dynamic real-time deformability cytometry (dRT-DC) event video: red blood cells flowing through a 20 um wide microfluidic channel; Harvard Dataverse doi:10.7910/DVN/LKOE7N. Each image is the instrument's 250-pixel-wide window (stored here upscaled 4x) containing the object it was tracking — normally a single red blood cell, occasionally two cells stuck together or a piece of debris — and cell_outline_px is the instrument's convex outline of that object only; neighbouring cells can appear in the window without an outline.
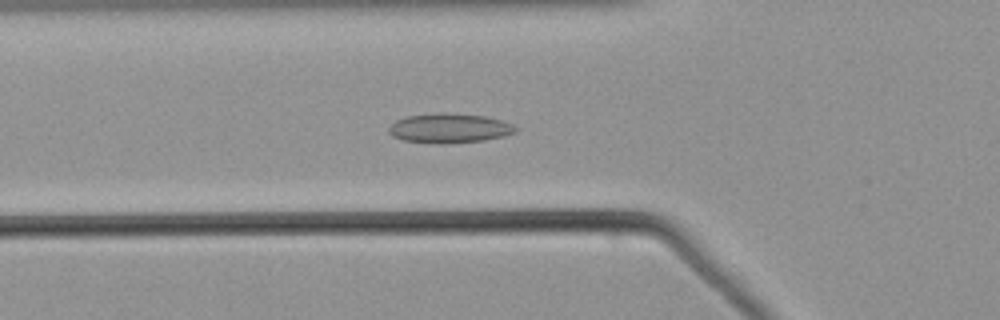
{"species": "common noctule bat (a hibernating species)", "species_latin": "Nyctalus noctula", "temperature_condition": "warm", "stored_images_in_passage": 54, "camera_frame_rate_fps": 3000, "um_per_image_px": 0.085, "animal": {"sex": "male", "body_mass_g": 21.5, "forearm_length_mm": 52.0}, "frame": {"image": 1, "passage_image": 19, "time_ms": 6.0, "image_size_px": [1000, 320], "cell_outline_px": [[520, 128], [516, 132], [504, 136], [484, 140], [444, 144], [432, 144], [404, 140], [392, 136], [388, 132], [388, 128], [396, 120], [408, 116], [440, 112], [444, 112], [484, 116], [500, 120], [512, 124]], "centroid_in_image_um": [38.2, 10.9], "position_along_channel_um": 87.6, "area_um2": 21.96}}
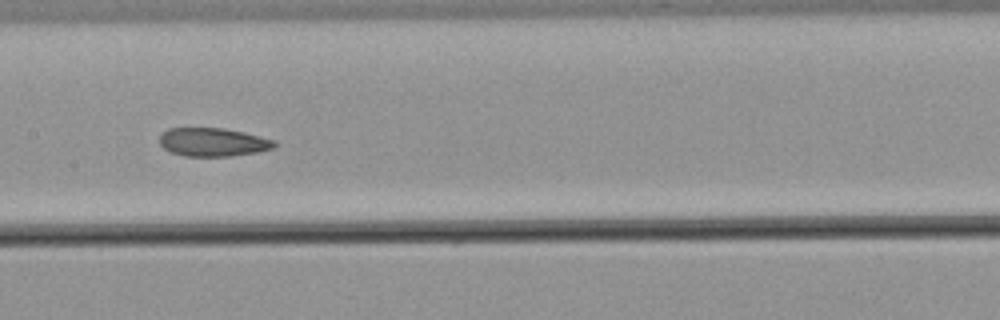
{"frame": {"image": 2, "passage_image": 27, "time_ms": 8.667, "image_size_px": [1000, 320], "cell_outline_px": [[276, 144], [272, 148], [256, 152], [228, 156], [184, 156], [172, 152], [164, 148], [160, 144], [160, 136], [168, 128], [224, 128], [244, 132], [276, 140]], "centroid_in_image_um": [18.1, 12.07], "position_along_channel_um": 189.3, "area_um2": 18.9}}
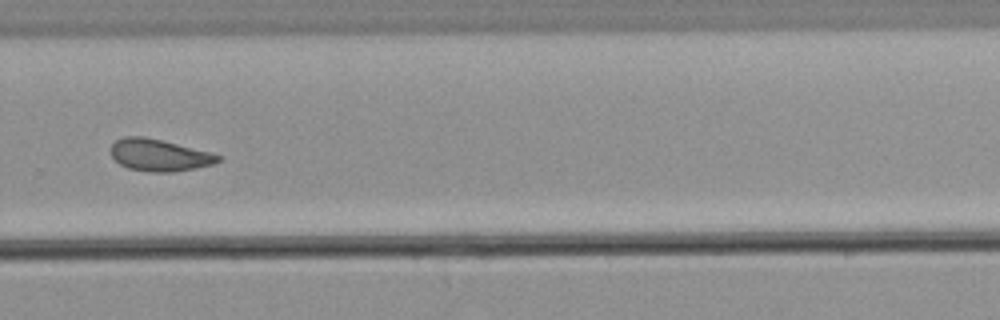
{"frame": {"image": 3, "passage_image": 37, "time_ms": 12.0, "image_size_px": [1000, 320], "cell_outline_px": [[220, 160], [212, 164], [196, 168], [176, 172], [152, 172], [128, 168], [120, 164], [112, 156], [112, 144], [116, 140], [124, 136], [144, 136], [212, 152], [220, 156]], "centroid_in_image_um": [13.55, 13.18], "position_along_channel_um": 316.3, "area_um2": 19.88}}